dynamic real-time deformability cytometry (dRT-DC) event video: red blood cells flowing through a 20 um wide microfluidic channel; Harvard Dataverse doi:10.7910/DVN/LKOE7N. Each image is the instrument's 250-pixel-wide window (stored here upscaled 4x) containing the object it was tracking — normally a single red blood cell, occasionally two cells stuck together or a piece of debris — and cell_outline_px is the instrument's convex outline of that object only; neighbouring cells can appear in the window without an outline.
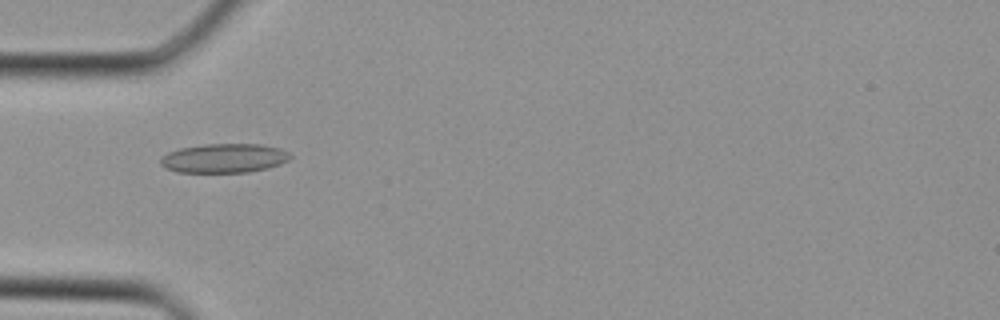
{"species": "Egyptian fruit bat (a non-hibernating species)", "species_latin": "Rousettus aegyptiacus", "temperature_condition": "cold", "stored_images_in_passage": 35, "camera_frame_rate_fps": 3000, "um_per_image_px": 0.085, "animal": {"sex": "female"}, "frame": {"image": 1, "passage_image": 11, "time_ms": 3.333, "image_size_px": [1000, 320], "cell_outline_px": [[292, 156], [288, 160], [280, 164], [268, 168], [248, 172], [176, 172], [164, 168], [160, 164], [160, 156], [168, 152], [180, 148], [204, 144], [260, 144], [280, 148], [288, 152]], "centroid_in_image_um": [19.02, 13.44], "position_along_channel_um": 66.0, "area_um2": 22.2}}
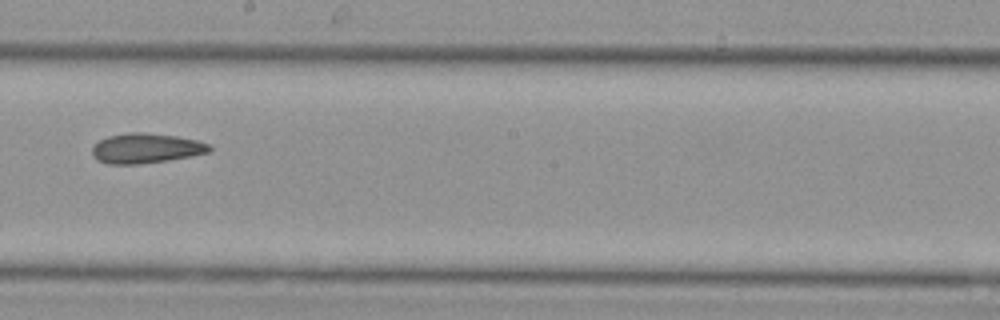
{"frame": {"image": 2, "passage_image": 20, "time_ms": 6.333, "image_size_px": [1000, 320], "cell_outline_px": [[212, 152], [192, 156], [168, 160], [140, 164], [108, 164], [96, 160], [92, 156], [92, 148], [100, 140], [108, 136], [132, 132], [144, 132], [176, 136], [196, 140], [208, 144], [212, 148]], "centroid_in_image_um": [12.41, 12.61], "position_along_channel_um": 235.8, "area_um2": 20.52}}
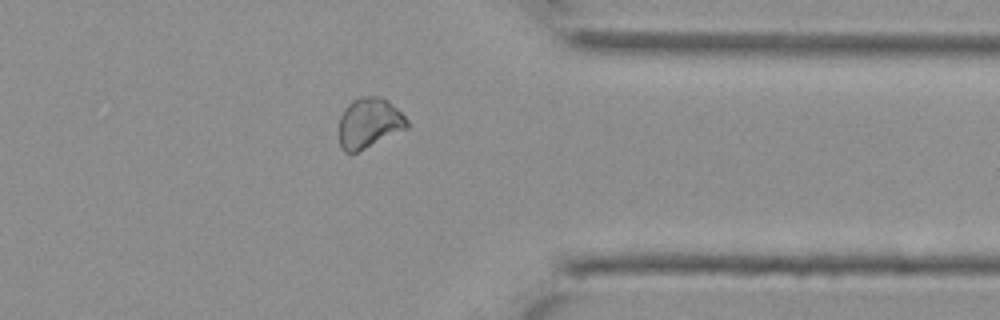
{"frame": {"image": 3, "passage_image": 28, "time_ms": 9.0, "image_size_px": [1000, 320], "cell_outline_px": [[408, 128], [356, 152], [344, 152], [340, 148], [340, 116], [344, 108], [352, 100], [360, 96], [380, 96], [388, 100], [408, 120]], "centroid_in_image_um": [31.37, 10.43], "position_along_channel_um": 380.0, "area_um2": 19.77}}